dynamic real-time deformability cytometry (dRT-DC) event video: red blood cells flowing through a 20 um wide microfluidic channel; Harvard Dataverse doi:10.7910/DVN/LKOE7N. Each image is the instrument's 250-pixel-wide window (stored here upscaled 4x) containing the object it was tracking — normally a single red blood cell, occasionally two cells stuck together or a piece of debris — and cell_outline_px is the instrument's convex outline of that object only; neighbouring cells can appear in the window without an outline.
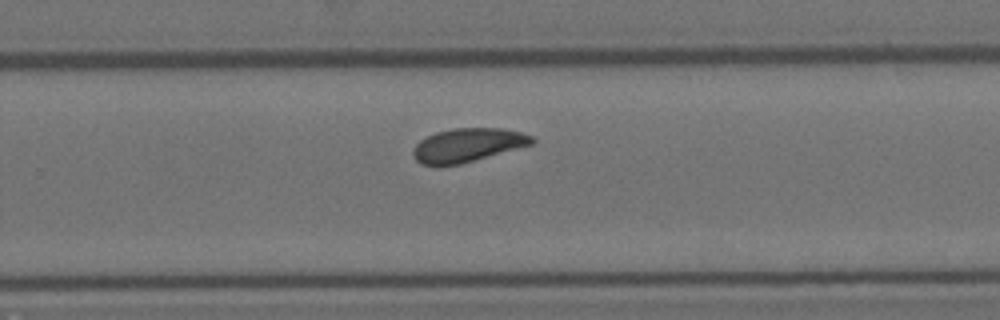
{"species": "Egyptian fruit bat (a non-hibernating species)", "species_latin": "Rousettus aegyptiacus", "temperature_condition": "room temperature", "stored_images_in_passage": 7, "camera_frame_rate_fps": 3000, "um_per_image_px": 0.085, "animal": {"sex": "female"}, "frame": {"image": 1, "passage_image": 7, "time_ms": 2.0, "image_size_px": [1000, 320], "cell_outline_px": [[536, 140], [532, 144], [460, 164], [420, 164], [416, 160], [412, 152], [416, 144], [420, 140], [436, 132], [452, 128], [500, 128], [520, 132], [532, 136]], "centroid_in_image_um": [39.75, 12.31], "position_along_channel_um": 290.0, "area_um2": 22.89}}